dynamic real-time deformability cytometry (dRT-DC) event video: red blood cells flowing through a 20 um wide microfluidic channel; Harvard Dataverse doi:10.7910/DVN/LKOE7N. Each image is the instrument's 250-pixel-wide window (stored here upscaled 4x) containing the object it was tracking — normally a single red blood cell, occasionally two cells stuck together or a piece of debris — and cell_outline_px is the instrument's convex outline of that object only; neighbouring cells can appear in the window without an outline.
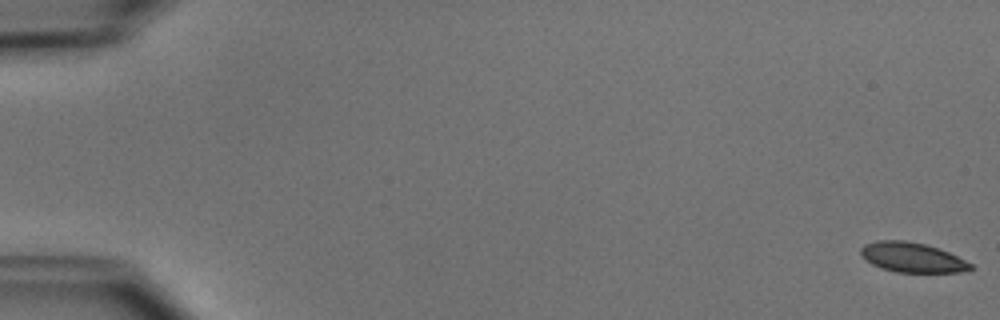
{"species": "common noctule bat (a hibernating species)", "species_latin": "Nyctalus noctula", "temperature_condition": "cold", "stored_images_in_passage": 17, "camera_frame_rate_fps": 3000, "um_per_image_px": 0.085, "animal": {"sex": "male", "body_mass_g": 15.6}, "frame": {"image": 1, "passage_image": 1, "time_ms": 0.0, "image_size_px": [1000, 320], "cell_outline_px": [[972, 268], [960, 272], [896, 272], [880, 268], [864, 260], [860, 256], [860, 248], [864, 244], [876, 240], [904, 240], [924, 244], [948, 252], [972, 264]], "centroid_in_image_um": [77.45, 21.87], "position_along_channel_um": 7.6, "area_um2": 19.02}}